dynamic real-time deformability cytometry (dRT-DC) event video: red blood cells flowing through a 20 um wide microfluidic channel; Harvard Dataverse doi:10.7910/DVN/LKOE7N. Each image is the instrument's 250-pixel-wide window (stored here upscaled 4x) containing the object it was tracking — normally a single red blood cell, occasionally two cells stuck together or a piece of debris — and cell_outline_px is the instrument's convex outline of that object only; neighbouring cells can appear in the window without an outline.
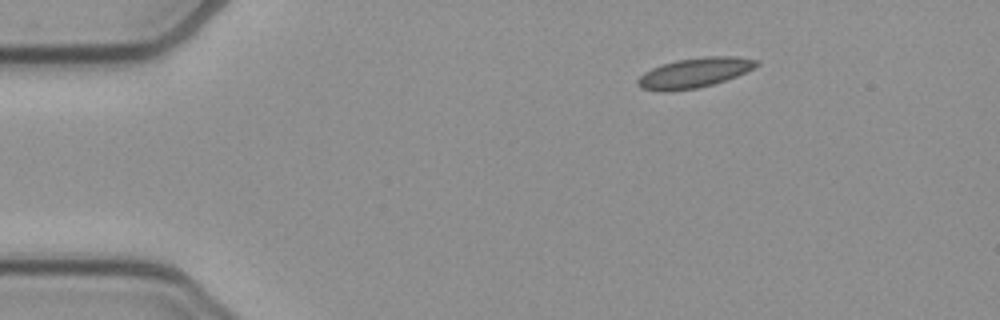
{"species": "common noctule bat (a hibernating species)", "species_latin": "Nyctalus noctula", "temperature_condition": "cold", "stored_images_in_passage": 46, "camera_frame_rate_fps": 3000, "um_per_image_px": 0.085, "animal": {"sex": "female", "body_mass_g": 21.9}, "frame": {"image": 1, "passage_image": 1, "time_ms": 0.0, "image_size_px": [1000, 320], "cell_outline_px": [[760, 64], [736, 76], [712, 84], [696, 88], [668, 92], [664, 92], [640, 88], [636, 84], [636, 80], [644, 72], [660, 64], [676, 60], [704, 56], [736, 56], [760, 60]], "centroid_in_image_um": [58.99, 6.18], "position_along_channel_um": 26.0, "area_um2": 20.75}}
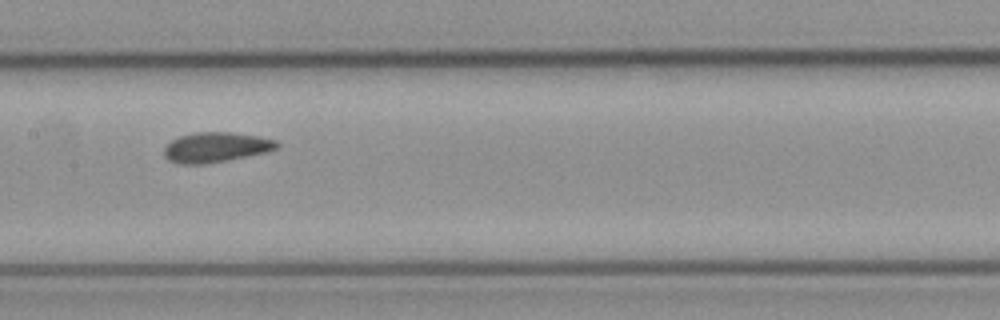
{"frame": {"image": 2, "passage_image": 19, "time_ms": 6.0, "image_size_px": [1000, 320], "cell_outline_px": [[280, 148], [268, 152], [228, 160], [204, 164], [180, 164], [168, 160], [164, 156], [164, 148], [172, 140], [180, 136], [196, 132], [228, 132], [256, 136], [276, 140], [280, 144]], "centroid_in_image_um": [18.37, 12.52], "position_along_channel_um": 189.0, "area_um2": 19.77}}
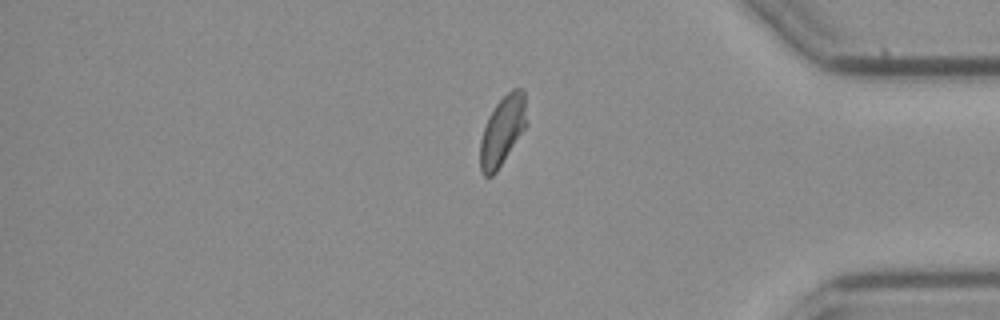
{"frame": {"image": 3, "passage_image": 37, "time_ms": 12.0, "image_size_px": [1000, 320], "cell_outline_px": [[528, 124], [496, 172], [492, 176], [484, 176], [480, 172], [480, 140], [488, 116], [496, 104], [512, 88], [524, 88]], "centroid_in_image_um": [42.72, 11.09], "position_along_channel_um": 392.5, "area_um2": 18.9}, "authors_computed_cell_mechanics": {"area_um2": 19.3919, "velocity_mm_per_s": 3.8261, "shape_relaxation_time_tau1_ms": null, "shape_relaxation_time_tau2_ms": 1.1636, "deformation_change_tau1": null, "deformation_change_tau2": 0.0514}}